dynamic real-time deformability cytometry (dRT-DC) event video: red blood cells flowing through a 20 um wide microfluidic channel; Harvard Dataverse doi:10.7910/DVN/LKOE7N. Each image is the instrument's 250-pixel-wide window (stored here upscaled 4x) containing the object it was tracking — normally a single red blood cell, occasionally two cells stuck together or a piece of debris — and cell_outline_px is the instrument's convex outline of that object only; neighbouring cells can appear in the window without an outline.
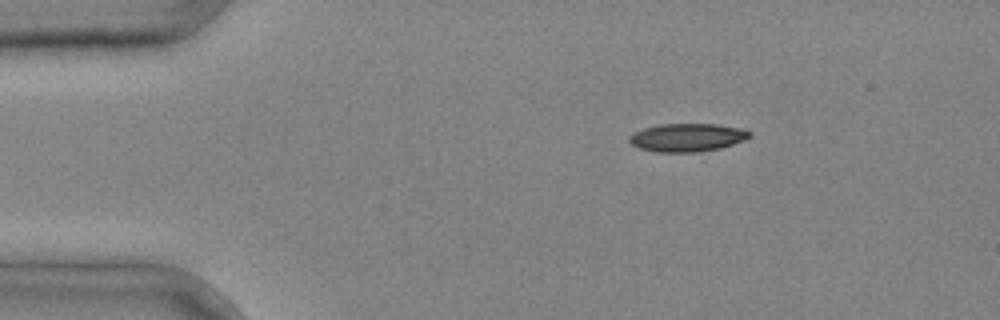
{"species": "common noctule bat (a hibernating species)", "species_latin": "Nyctalus noctula", "temperature_condition": "cold", "stored_images_in_passage": 2, "camera_frame_rate_fps": 3000, "um_per_image_px": 0.085, "animal": {"sex": "male", "body_mass_g": 20.4}, "frame": {"image": 1, "passage_image": 1, "time_ms": 0.0, "image_size_px": [1000, 320], "cell_outline_px": [[752, 136], [744, 140], [720, 148], [696, 152], [656, 152], [640, 148], [632, 144], [628, 140], [628, 136], [632, 132], [644, 128], [660, 124], [716, 124], [744, 128], [752, 132]], "centroid_in_image_um": [58.42, 11.68], "position_along_channel_um": 26.6, "area_um2": 19.88}}